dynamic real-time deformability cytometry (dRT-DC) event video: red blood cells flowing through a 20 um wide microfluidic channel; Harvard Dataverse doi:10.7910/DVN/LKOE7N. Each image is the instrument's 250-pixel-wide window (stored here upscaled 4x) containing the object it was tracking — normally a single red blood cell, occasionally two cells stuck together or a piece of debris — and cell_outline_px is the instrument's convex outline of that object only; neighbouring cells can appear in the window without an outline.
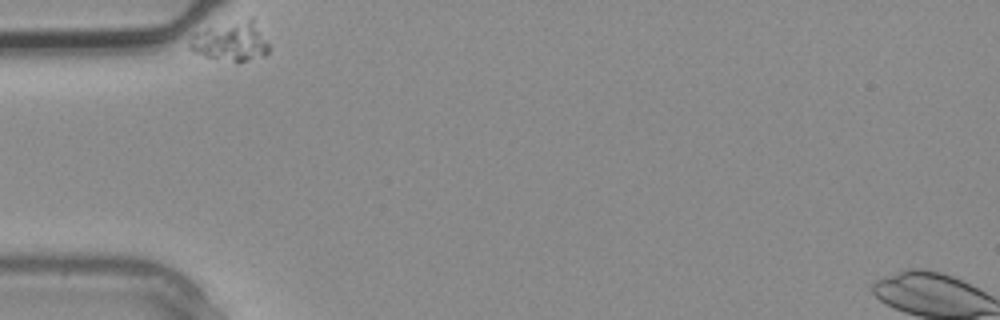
{"species": "common noctule bat (a hibernating species)", "species_latin": "Nyctalus noctula", "temperature_condition": "warm", "stored_images_in_passage": 2, "camera_frame_rate_fps": 3000, "um_per_image_px": 0.085, "animal": {"sex": "male", "body_mass_g": 20.4}, "frame": {"image": 1, "passage_image": 1, "time_ms": 0.0, "image_size_px": [1000, 320], "cell_outline_px": [[268, 52], [264, 56], [248, 60], [232, 60], [204, 56], [192, 52], [188, 48], [188, 44], [192, 36], [196, 32], [208, 28], [252, 16], [256, 20], [268, 44]], "centroid_in_image_um": [19.64, 3.48], "position_along_channel_um": 65.4, "area_um2": 18.03}}
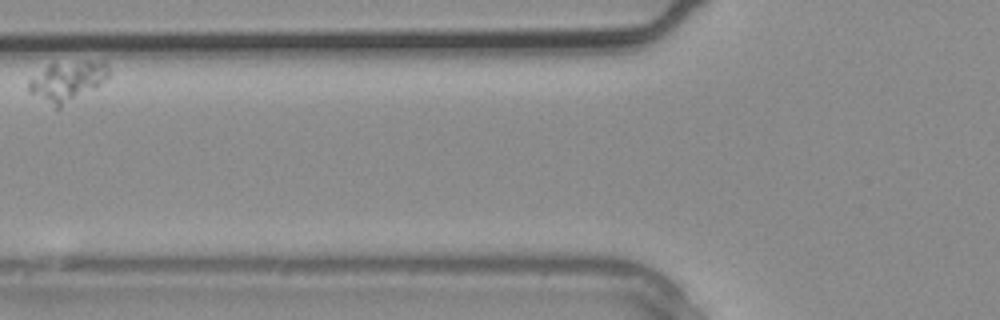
{"frame": {"image": 2, "passage_image": 2, "time_ms": 0.333, "image_size_px": [1000, 320], "cell_outline_px": [[108, 76], [100, 84], [60, 108], [56, 108], [28, 92], [28, 80], [48, 64], [88, 60], [104, 60], [108, 68]], "centroid_in_image_um": [5.7, 6.88], "position_along_channel_um": 120.1, "area_um2": 18.61}}